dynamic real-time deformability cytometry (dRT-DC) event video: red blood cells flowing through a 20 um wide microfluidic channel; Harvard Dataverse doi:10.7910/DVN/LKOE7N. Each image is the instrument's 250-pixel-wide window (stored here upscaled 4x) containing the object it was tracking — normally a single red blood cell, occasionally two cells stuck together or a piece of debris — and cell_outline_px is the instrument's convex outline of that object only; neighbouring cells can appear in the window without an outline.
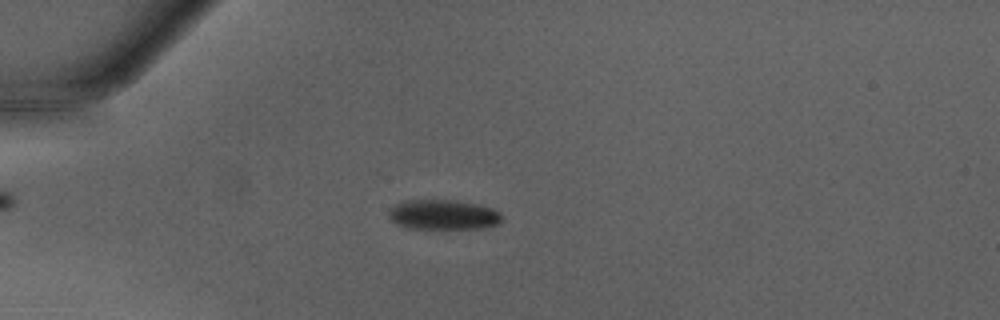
{"species": "Egyptian fruit bat (a non-hibernating species)", "species_latin": "Rousettus aegyptiacus", "temperature_condition": "warm", "stored_images_in_passage": 49, "camera_frame_rate_fps": 3000, "um_per_image_px": 0.085, "animal": {"sex": "male"}, "frame": {"image": 1, "passage_image": 14, "time_ms": 4.333, "image_size_px": [1000, 320], "cell_outline_px": [[500, 220], [496, 224], [484, 228], [408, 228], [396, 224], [388, 216], [388, 212], [392, 204], [404, 200], [456, 200], [476, 204], [492, 208], [500, 212]], "centroid_in_image_um": [37.61, 18.23], "position_along_channel_um": 47.4, "area_um2": 19.71}}
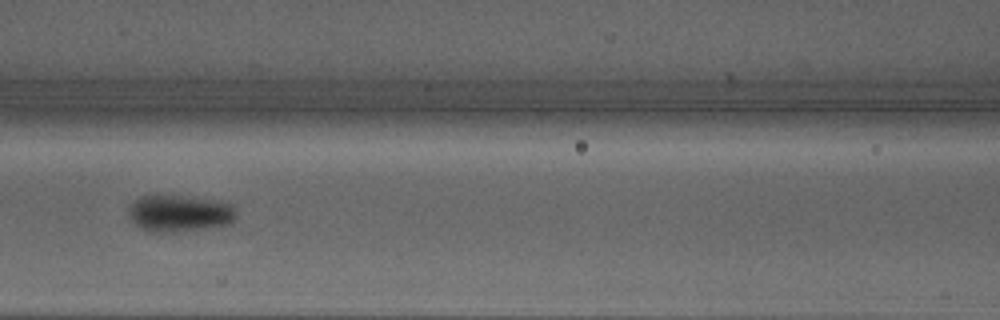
{"frame": {"image": 2, "passage_image": 23, "time_ms": 7.333, "image_size_px": [1000, 320], "cell_outline_px": [[236, 220], [232, 224], [208, 228], [168, 232], [148, 232], [140, 228], [128, 216], [128, 204], [140, 196], [180, 196], [208, 200], [232, 204], [236, 212]], "centroid_in_image_um": [15.23, 18.15], "position_along_channel_um": 151.4, "area_um2": 23.06}}
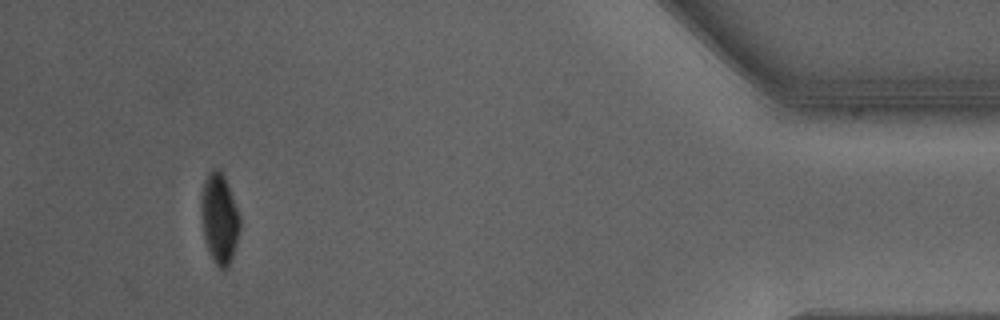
{"frame": {"image": 3, "passage_image": 46, "time_ms": 15.0, "image_size_px": [1000, 320], "cell_outline_px": [[240, 228], [232, 260], [228, 268], [224, 272], [216, 264], [208, 248], [204, 236], [200, 216], [200, 200], [204, 180], [208, 172], [216, 168], [220, 168], [224, 176], [240, 216]], "centroid_in_image_um": [18.64, 18.57], "position_along_channel_um": 416.6, "area_um2": 20.46}, "authors_computed_cell_mechanics": {"area_um2": 21.3282, "velocity_mm_per_s": 4.2762, "shape_relaxation_time_tau1_ms": 2.9353, "shape_relaxation_time_tau2_ms": null, "deformation_change_tau1": 0.1571, "deformation_change_tau2": null}}